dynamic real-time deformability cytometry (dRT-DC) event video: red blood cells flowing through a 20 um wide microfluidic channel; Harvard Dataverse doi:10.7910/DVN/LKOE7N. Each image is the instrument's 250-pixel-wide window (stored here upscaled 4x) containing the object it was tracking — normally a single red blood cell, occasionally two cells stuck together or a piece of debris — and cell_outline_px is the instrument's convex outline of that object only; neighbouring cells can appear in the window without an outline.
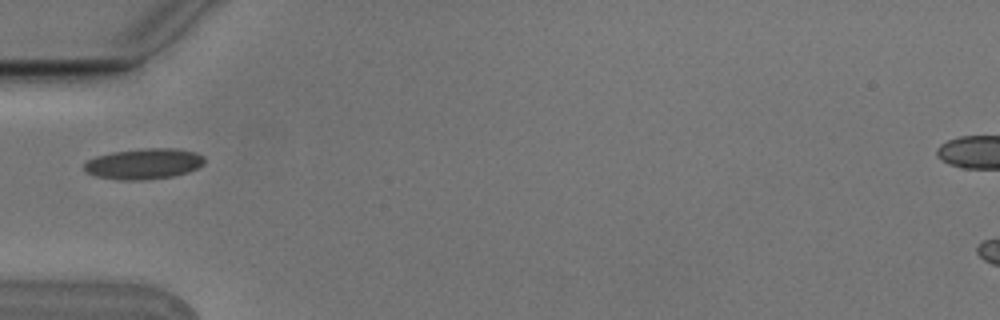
{"species": "Egyptian fruit bat (a non-hibernating species)", "species_latin": "Rousettus aegyptiacus", "temperature_condition": "cold", "stored_images_in_passage": 3, "camera_frame_rate_fps": 3000, "um_per_image_px": 0.085, "animal": {"sex": "male"}, "frame": {"image": 1, "passage_image": 3, "time_ms": 0.667, "image_size_px": [1000, 320], "cell_outline_px": [[204, 164], [188, 172], [172, 176], [148, 180], [116, 180], [96, 176], [88, 172], [84, 168], [84, 164], [88, 160], [96, 156], [112, 152], [144, 148], [176, 148], [196, 152], [204, 156]], "centroid_in_image_um": [12.24, 13.92], "position_along_channel_um": 72.8, "area_um2": 21.62}}